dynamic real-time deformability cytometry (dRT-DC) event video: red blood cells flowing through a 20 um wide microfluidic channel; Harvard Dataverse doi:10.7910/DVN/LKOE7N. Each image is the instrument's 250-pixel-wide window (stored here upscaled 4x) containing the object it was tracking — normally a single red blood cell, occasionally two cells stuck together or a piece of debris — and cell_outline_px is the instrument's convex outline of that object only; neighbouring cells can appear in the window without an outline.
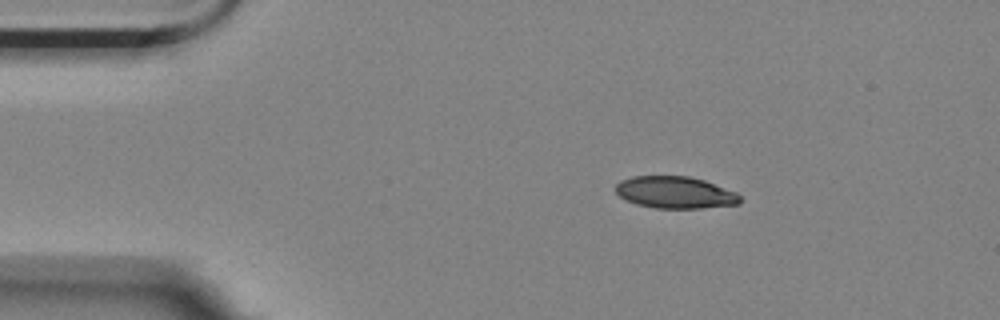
{"species": "Egyptian fruit bat (a non-hibernating species)", "species_latin": "Rousettus aegyptiacus", "temperature_condition": "room temperature", "stored_images_in_passage": 2, "camera_frame_rate_fps": 3000, "um_per_image_px": 0.085, "animal": {"sex": "female"}, "frame": {"image": 1, "passage_image": 1, "time_ms": 0.0, "image_size_px": [1000, 320], "cell_outline_px": [[740, 204], [700, 208], [656, 208], [636, 204], [620, 196], [616, 192], [616, 184], [620, 180], [632, 176], [688, 176], [704, 180], [736, 192], [740, 196]], "centroid_in_image_um": [57.38, 16.35], "position_along_channel_um": 27.6, "area_um2": 23.06}}